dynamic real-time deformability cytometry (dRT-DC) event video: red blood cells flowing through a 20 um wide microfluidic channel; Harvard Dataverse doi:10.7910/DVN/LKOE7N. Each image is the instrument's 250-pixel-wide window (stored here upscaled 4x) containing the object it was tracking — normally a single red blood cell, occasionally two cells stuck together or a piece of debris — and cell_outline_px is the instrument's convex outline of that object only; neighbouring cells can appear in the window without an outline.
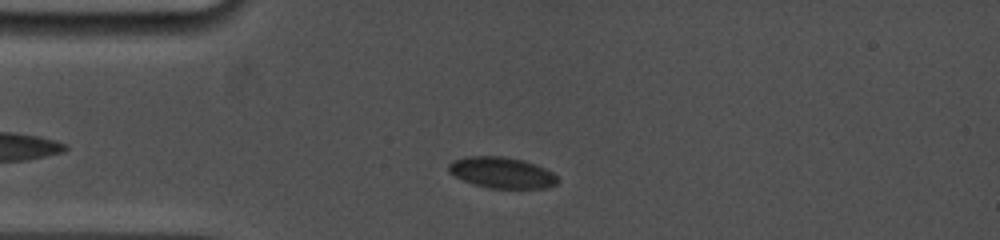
{"species": "common noctule bat (a hibernating species)", "species_latin": "Nyctalus noctula", "temperature_condition": "cold", "stored_images_in_passage": 29, "camera_frame_rate_fps": 5000, "um_per_image_px": 0.085, "animal": {"sex": "female", "body_mass_g": 19.0, "forearm_length_mm": 53.3}, "frame": {"image": 1, "passage_image": 21, "time_ms": 2.6, "image_size_px": [1000, 240], "cell_outline_px": [[560, 180], [556, 184], [548, 188], [488, 188], [472, 184], [448, 172], [448, 164], [452, 160], [464, 156], [504, 156], [524, 160], [544, 168], [552, 172]], "centroid_in_image_um": [42.64, 14.67], "position_along_channel_um": 42.4, "area_um2": 19.88}}